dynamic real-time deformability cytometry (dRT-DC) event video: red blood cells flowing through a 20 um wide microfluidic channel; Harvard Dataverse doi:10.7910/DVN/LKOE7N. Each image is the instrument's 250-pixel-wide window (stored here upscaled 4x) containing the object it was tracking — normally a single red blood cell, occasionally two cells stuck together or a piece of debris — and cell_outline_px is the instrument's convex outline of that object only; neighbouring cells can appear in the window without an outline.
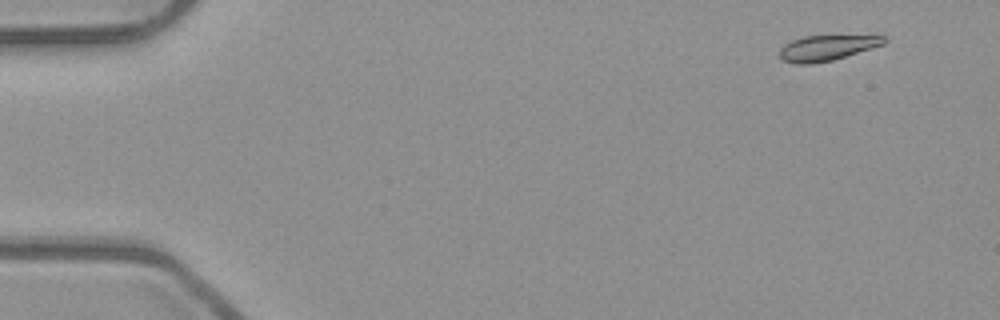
{"species": "common noctule bat (a hibernating species)", "species_latin": "Nyctalus noctula", "temperature_condition": "room temperature", "stored_images_in_passage": 53, "camera_frame_rate_fps": 3000, "um_per_image_px": 0.085, "animal": {"sex": "male", "body_mass_g": 23.1, "forearm_length_mm": 52.7}, "frame": {"image": 1, "passage_image": 4, "time_ms": 1.0, "image_size_px": [1000, 320], "cell_outline_px": [[888, 40], [884, 44], [872, 48], [832, 60], [812, 64], [796, 64], [780, 60], [780, 48], [784, 44], [792, 40], [804, 36], [884, 36]], "centroid_in_image_um": [70.24, 4.08], "position_along_channel_um": 14.8, "area_um2": 15.37}}
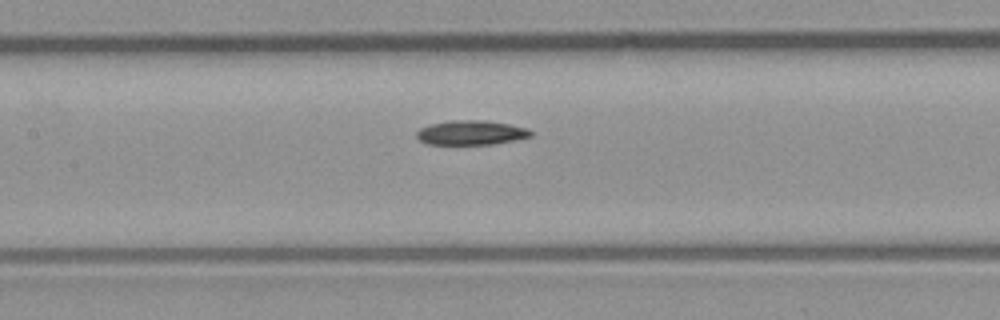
{"frame": {"image": 2, "passage_image": 25, "time_ms": 8.0, "image_size_px": [1000, 320], "cell_outline_px": [[532, 136], [516, 140], [492, 144], [428, 144], [420, 140], [416, 136], [416, 132], [420, 128], [432, 124], [452, 120], [484, 120], [508, 124], [528, 128], [532, 132]], "centroid_in_image_um": [40.06, 11.28], "position_along_channel_um": 167.3, "area_um2": 16.18}}
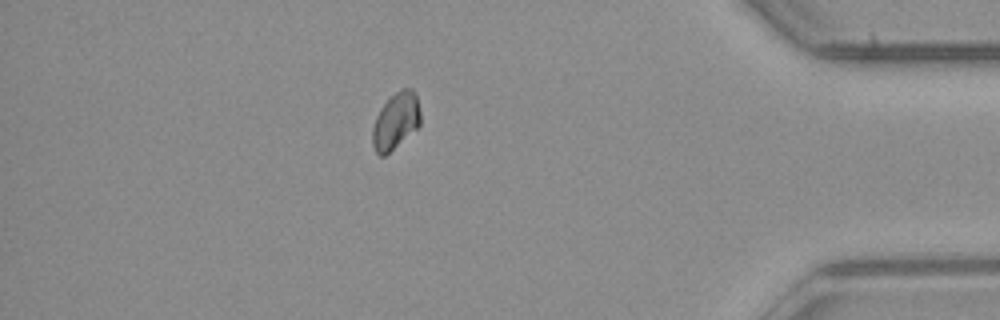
{"frame": {"image": 3, "passage_image": 46, "time_ms": 15.0, "image_size_px": [1000, 320], "cell_outline_px": [[420, 124], [416, 128], [384, 156], [380, 156], [376, 152], [372, 144], [372, 128], [376, 116], [380, 108], [400, 88], [412, 88], [416, 92], [420, 112]], "centroid_in_image_um": [33.63, 10.25], "position_along_channel_um": 401.6, "area_um2": 15.61}, "authors_computed_cell_mechanics": {"area_um2": 16.0684, "velocity_mm_per_s": 3.9369, "shape_relaxation_time_tau1_ms": 6.1515, "shape_relaxation_time_tau2_ms": null, "deformation_change_tau1": 0.1391, "deformation_change_tau2": null}}